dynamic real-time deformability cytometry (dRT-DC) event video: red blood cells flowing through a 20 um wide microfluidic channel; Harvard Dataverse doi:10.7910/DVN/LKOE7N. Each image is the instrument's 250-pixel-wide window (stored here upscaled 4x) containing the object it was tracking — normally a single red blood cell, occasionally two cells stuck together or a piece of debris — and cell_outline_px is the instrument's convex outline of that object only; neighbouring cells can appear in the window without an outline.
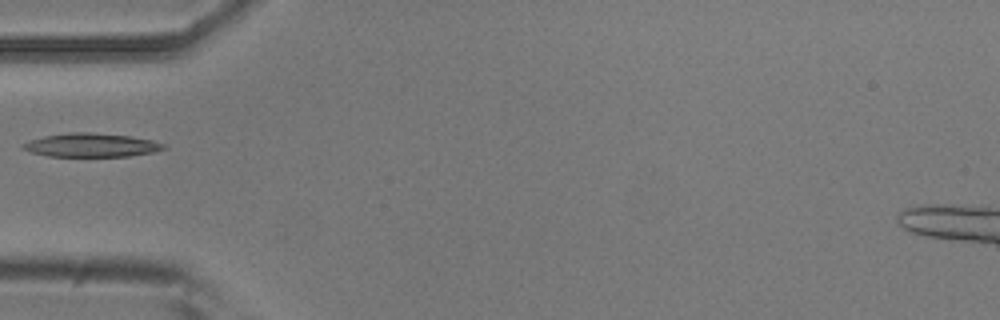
{"species": "common noctule bat (a hibernating species)", "species_latin": "Nyctalus noctula", "temperature_condition": "room temperature", "stored_images_in_passage": 5, "camera_frame_rate_fps": 3000, "um_per_image_px": 0.085, "animal": {"sex": "male", "body_mass_g": 20.5, "forearm_length_mm": 52.5}, "frame": {"image": 1, "passage_image": 4, "time_ms": 1.0, "image_size_px": [1000, 320], "cell_outline_px": [[168, 148], [152, 152], [128, 156], [48, 156], [32, 152], [20, 148], [20, 144], [28, 140], [44, 136], [68, 132], [92, 132], [132, 136], [152, 140], [164, 144]], "centroid_in_image_um": [7.73, 12.32], "position_along_channel_um": 77.3, "area_um2": 19.54}}
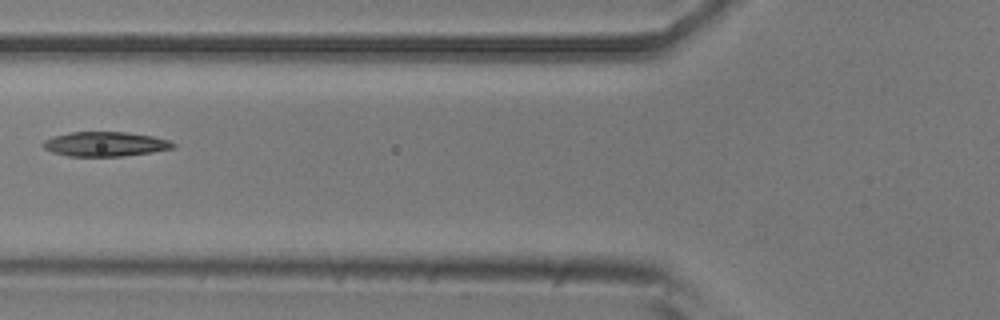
{"frame": {"image": 2, "passage_image": 5, "time_ms": 1.333, "image_size_px": [1000, 320], "cell_outline_px": [[176, 148], [152, 152], [124, 156], [68, 156], [52, 152], [44, 148], [40, 144], [44, 140], [52, 136], [68, 132], [128, 132], [152, 136], [168, 140], [176, 144]], "centroid_in_image_um": [8.92, 12.24], "position_along_channel_um": 116.9, "area_um2": 18.79}}